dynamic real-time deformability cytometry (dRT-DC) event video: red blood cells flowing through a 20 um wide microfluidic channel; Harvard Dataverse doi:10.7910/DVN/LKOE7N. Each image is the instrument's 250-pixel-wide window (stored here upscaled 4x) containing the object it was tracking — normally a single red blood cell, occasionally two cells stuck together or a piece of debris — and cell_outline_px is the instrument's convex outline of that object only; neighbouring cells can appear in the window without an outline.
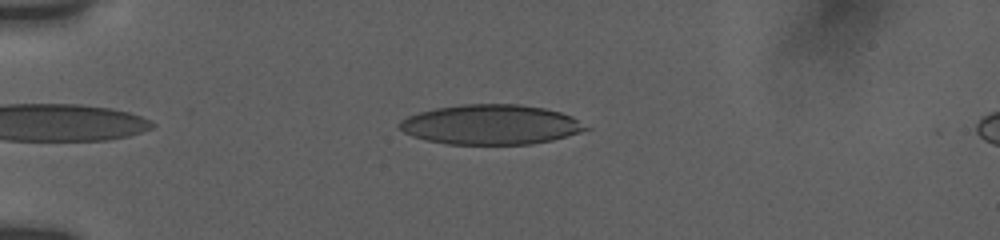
{"species": "human", "species_latin": "Homo sapiens", "temperature_condition": "room temperature", "stored_images_in_passage": 42, "camera_frame_rate_fps": 3000, "um_per_image_px": 0.085, "donor": {"sex": "female"}, "frame": {"image": 1, "passage_image": 2, "time_ms": 0.333, "image_size_px": [1000, 240], "cell_outline_px": [[592, 128], [552, 140], [532, 144], [448, 144], [428, 140], [412, 136], [404, 132], [400, 128], [400, 120], [408, 116], [420, 112], [436, 108], [464, 104], [516, 104], [544, 108], [560, 112], [572, 116]], "centroid_in_image_um": [41.74, 10.59], "position_along_channel_um": 43.3, "area_um2": 43.0}}
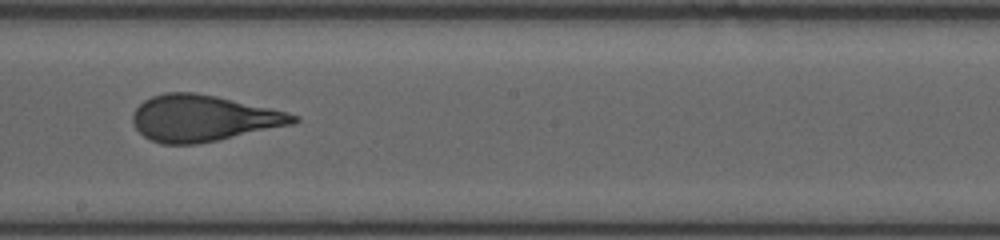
{"frame": {"image": 2, "passage_image": 20, "time_ms": 6.333, "image_size_px": [1000, 240], "cell_outline_px": [[300, 120], [292, 124], [216, 140], [196, 144], [160, 144], [144, 136], [136, 128], [132, 120], [132, 116], [136, 108], [144, 100], [152, 96], [164, 92], [196, 92], [216, 96], [288, 112], [300, 116]], "centroid_in_image_um": [17.25, 10.04], "position_along_channel_um": 231.0, "area_um2": 43.0}}
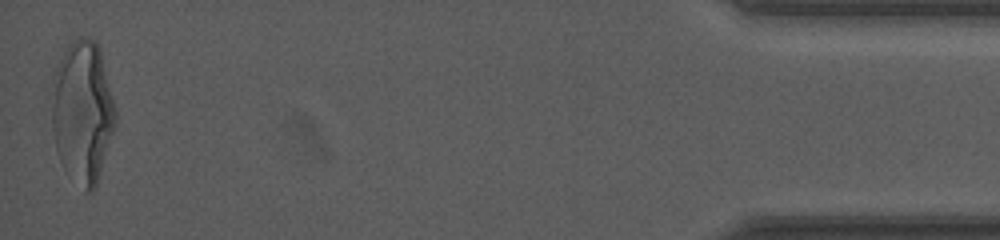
{"frame": {"image": 3, "passage_image": 42, "time_ms": 13.667, "image_size_px": [1000, 240], "cell_outline_px": [[116, 124], [96, 188], [92, 192], [84, 192], [64, 168], [60, 160], [56, 148], [52, 124], [48, 96], [52, 76], [68, 44], [72, 40], [88, 36], [100, 48], [116, 108]], "centroid_in_image_um": [7.0, 9.51], "position_along_channel_um": 428.2, "area_um2": 53.75}, "authors_computed_cell_mechanics": {"area_um2": 43.6101, "velocity_mm_per_s": 3.7751, "shape_relaxation_time_tau1_ms": 5.5221, "shape_relaxation_time_tau2_ms": 0.81, "deformation_change_tau1": 0.2189, "deformation_change_tau2": 0.0796}}